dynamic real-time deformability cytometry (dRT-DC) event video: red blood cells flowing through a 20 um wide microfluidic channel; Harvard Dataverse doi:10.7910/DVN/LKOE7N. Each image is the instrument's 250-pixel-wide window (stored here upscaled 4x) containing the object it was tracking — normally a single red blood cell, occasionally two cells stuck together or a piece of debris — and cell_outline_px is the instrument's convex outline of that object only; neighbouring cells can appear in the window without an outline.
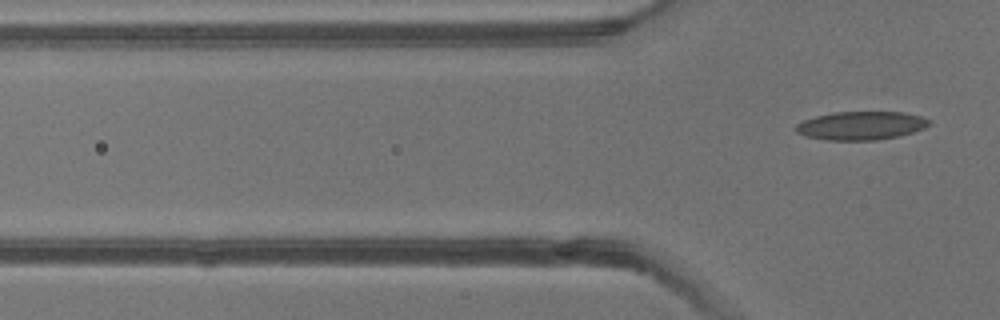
{"species": "common noctule bat (a hibernating species)", "species_latin": "Nyctalus noctula", "temperature_condition": "warm", "stored_images_in_passage": 2, "camera_frame_rate_fps": 3000, "um_per_image_px": 0.085, "animal": {"sex": "male", "body_mass_g": 13.3}, "frame": {"image": 1, "passage_image": 2, "time_ms": 1.333, "image_size_px": [1000, 320], "cell_outline_px": [[932, 124], [924, 128], [900, 136], [876, 140], [824, 140], [808, 136], [796, 132], [796, 124], [804, 120], [816, 116], [836, 112], [904, 112], [920, 116], [932, 120]], "centroid_in_image_um": [73.23, 10.68], "position_along_channel_um": 52.6, "area_um2": 22.08}}